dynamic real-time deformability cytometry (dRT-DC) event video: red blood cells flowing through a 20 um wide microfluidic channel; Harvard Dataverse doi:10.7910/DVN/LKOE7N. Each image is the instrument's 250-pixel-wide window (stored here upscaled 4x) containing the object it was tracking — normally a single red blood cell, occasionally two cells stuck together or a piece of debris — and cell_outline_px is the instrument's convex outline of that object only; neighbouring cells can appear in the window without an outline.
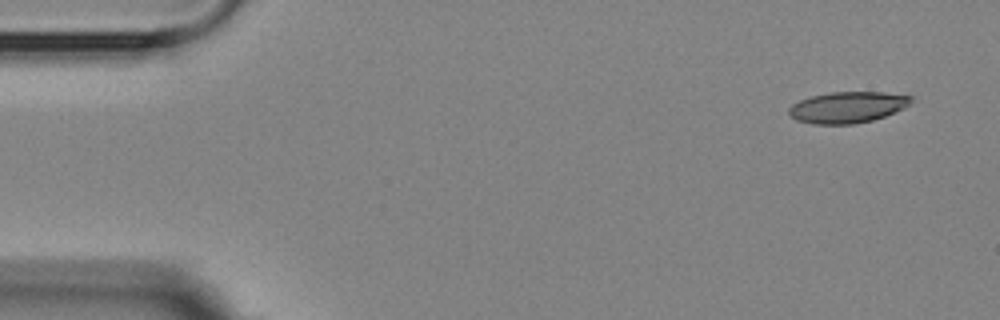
{"species": "Egyptian fruit bat (a non-hibernating species)", "species_latin": "Rousettus aegyptiacus", "temperature_condition": "room temperature", "stored_images_in_passage": 5, "segment_of_instrument_passage": [1, 2], "camera_frame_rate_fps": 3000, "um_per_image_px": 0.085, "animal": {"sex": "female"}, "frame": {"image": 1, "passage_image": 1, "time_ms": 0.0, "image_size_px": [1000, 320], "cell_outline_px": [[912, 100], [904, 108], [884, 116], [872, 120], [852, 124], [812, 124], [796, 120], [788, 112], [788, 108], [792, 104], [800, 100], [812, 96], [828, 92], [884, 92], [912, 96]], "centroid_in_image_um": [72.01, 9.11], "position_along_channel_um": 13.0, "area_um2": 22.14}}